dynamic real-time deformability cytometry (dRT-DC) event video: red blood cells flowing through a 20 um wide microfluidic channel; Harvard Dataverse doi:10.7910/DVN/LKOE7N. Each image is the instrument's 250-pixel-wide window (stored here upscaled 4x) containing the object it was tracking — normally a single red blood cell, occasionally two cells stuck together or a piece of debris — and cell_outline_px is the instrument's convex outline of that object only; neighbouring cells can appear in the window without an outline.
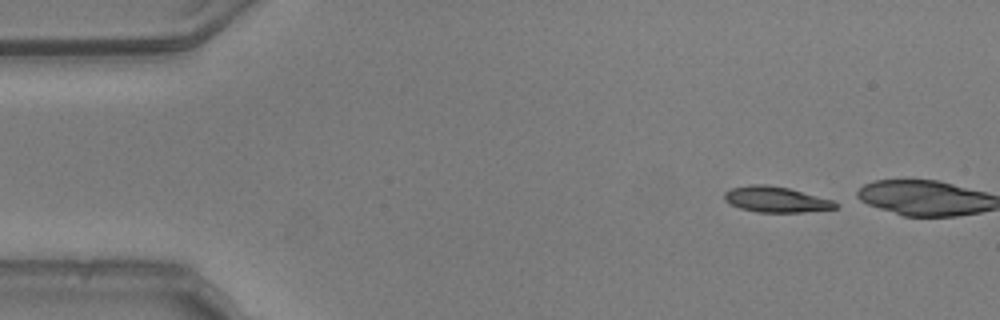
{"species": "common noctule bat (a hibernating species)", "species_latin": "Nyctalus noctula", "temperature_condition": "warm", "stored_images_in_passage": 7, "camera_frame_rate_fps": 3000, "um_per_image_px": 0.085, "animal": {"sex": "male", "body_mass_g": 20.5, "forearm_length_mm": 52.5}, "frame": {"image": 1, "passage_image": 1, "time_ms": 0.0, "image_size_px": [1000, 320], "cell_outline_px": [[840, 204], [836, 208], [804, 212], [756, 212], [740, 208], [728, 204], [724, 200], [724, 192], [732, 188], [752, 184], [764, 184], [788, 188], [832, 200]], "centroid_in_image_um": [65.92, 16.96], "position_along_channel_um": 19.1, "area_um2": 16.59}}